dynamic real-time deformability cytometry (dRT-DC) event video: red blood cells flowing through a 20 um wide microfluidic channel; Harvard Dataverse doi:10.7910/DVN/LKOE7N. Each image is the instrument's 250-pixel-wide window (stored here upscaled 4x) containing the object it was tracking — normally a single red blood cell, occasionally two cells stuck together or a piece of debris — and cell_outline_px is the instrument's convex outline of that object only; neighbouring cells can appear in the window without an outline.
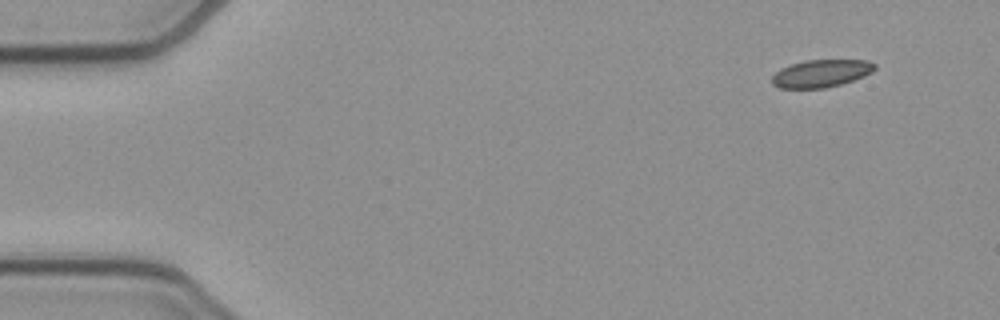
{"species": "common noctule bat (a hibernating species)", "species_latin": "Nyctalus noctula", "temperature_condition": "cold", "stored_images_in_passage": 49, "camera_frame_rate_fps": 3000, "um_per_image_px": 0.085, "animal": {"sex": "female", "body_mass_g": 21.9}, "frame": {"image": 1, "passage_image": 1, "time_ms": 0.0, "image_size_px": [1000, 320], "cell_outline_px": [[876, 68], [872, 72], [864, 76], [840, 84], [824, 88], [780, 88], [772, 84], [772, 76], [780, 68], [804, 60], [868, 60], [876, 64]], "centroid_in_image_um": [69.8, 6.23], "position_along_channel_um": 15.2, "area_um2": 16.47}}
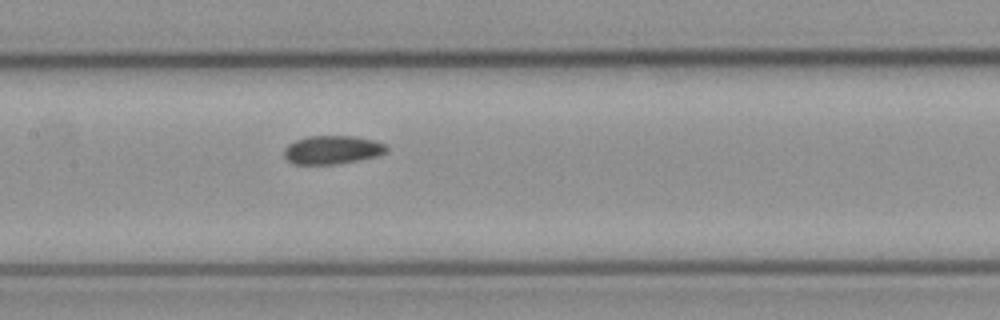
{"frame": {"image": 2, "passage_image": 22, "time_ms": 7.0, "image_size_px": [1000, 320], "cell_outline_px": [[388, 152], [376, 156], [340, 164], [296, 164], [288, 160], [284, 156], [284, 148], [288, 144], [296, 140], [308, 136], [352, 136], [372, 140], [388, 144]], "centroid_in_image_um": [28.27, 12.73], "position_along_channel_um": 179.1, "area_um2": 17.05}}
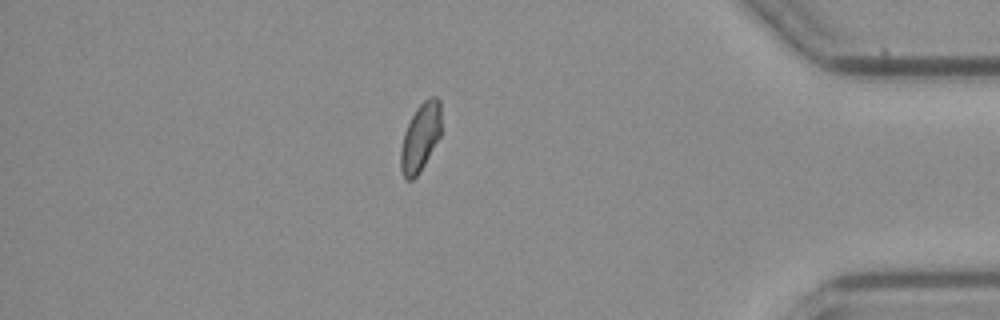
{"frame": {"image": 3, "passage_image": 42, "time_ms": 13.667, "image_size_px": [1000, 320], "cell_outline_px": [[440, 136], [420, 172], [412, 180], [404, 180], [400, 168], [400, 148], [404, 132], [416, 108], [428, 96], [436, 96], [440, 100]], "centroid_in_image_um": [35.71, 11.68], "position_along_channel_um": 399.5, "area_um2": 16.18}, "authors_computed_cell_mechanics": {"area_um2": 16.762, "velocity_mm_per_s": 3.8898, "shape_relaxation_time_tau1_ms": null, "shape_relaxation_time_tau2_ms": 6.8145, "deformation_change_tau1": null, "deformation_change_tau2": 0.1127}}